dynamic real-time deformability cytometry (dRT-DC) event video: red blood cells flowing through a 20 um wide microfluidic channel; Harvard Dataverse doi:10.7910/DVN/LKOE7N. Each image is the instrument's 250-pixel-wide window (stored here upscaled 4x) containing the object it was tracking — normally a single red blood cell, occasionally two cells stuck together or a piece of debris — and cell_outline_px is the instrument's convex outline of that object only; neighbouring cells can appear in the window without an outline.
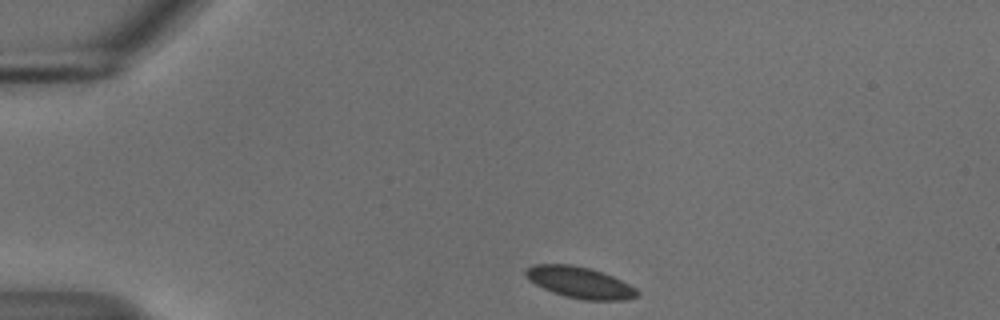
{"species": "common noctule bat (a hibernating species)", "species_latin": "Nyctalus noctula", "temperature_condition": "cold", "stored_images_in_passage": 45, "camera_frame_rate_fps": 3000, "um_per_image_px": 0.085, "animal": {"sex": "male", "body_mass_g": 18.8}, "frame": {"image": 1, "passage_image": 1, "time_ms": 0.0, "image_size_px": [1000, 320], "cell_outline_px": [[640, 296], [628, 300], [584, 300], [564, 296], [552, 292], [528, 280], [524, 276], [524, 272], [532, 264], [572, 264], [588, 268], [612, 276], [636, 288], [640, 292]], "centroid_in_image_um": [49.29, 24.02], "position_along_channel_um": 35.7, "area_um2": 20.4}}
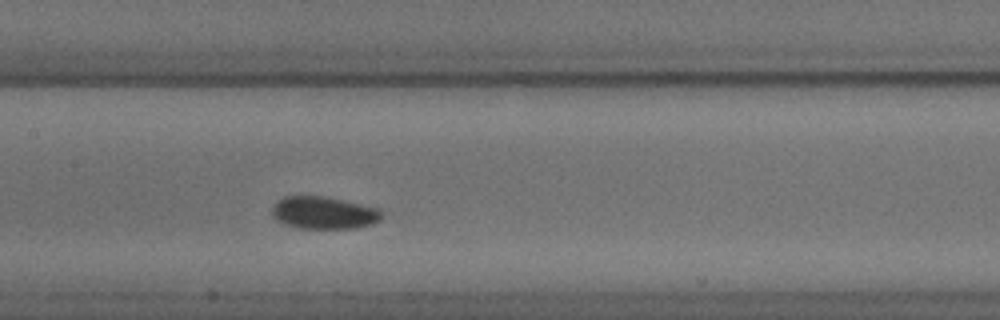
{"frame": {"image": 2, "passage_image": 17, "time_ms": 5.333, "image_size_px": [1000, 320], "cell_outline_px": [[384, 216], [380, 220], [372, 224], [356, 228], [300, 228], [284, 224], [276, 220], [272, 216], [272, 208], [284, 196], [328, 196], [380, 208], [384, 212]], "centroid_in_image_um": [27.58, 18.08], "position_along_channel_um": 179.8, "area_um2": 20.98}}
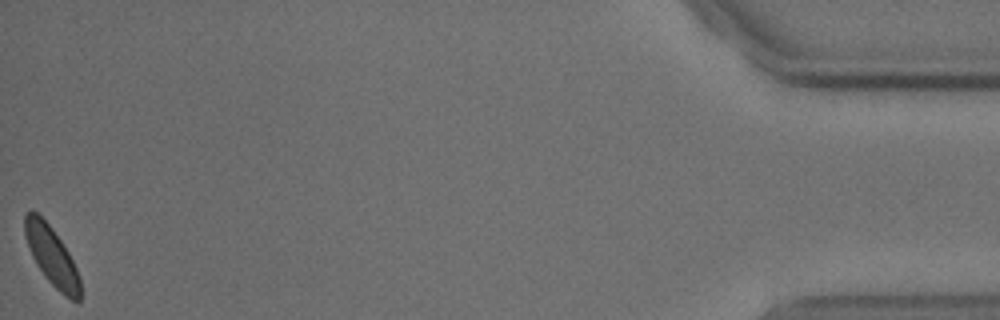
{"frame": {"image": 3, "passage_image": 45, "time_ms": 14.667, "image_size_px": [1000, 320], "cell_outline_px": [[80, 300], [76, 304], [64, 296], [44, 276], [36, 264], [32, 256], [24, 236], [24, 212], [36, 212], [52, 228], [68, 252], [80, 276]], "centroid_in_image_um": [4.4, 21.8], "position_along_channel_um": 430.8, "area_um2": 18.96}}